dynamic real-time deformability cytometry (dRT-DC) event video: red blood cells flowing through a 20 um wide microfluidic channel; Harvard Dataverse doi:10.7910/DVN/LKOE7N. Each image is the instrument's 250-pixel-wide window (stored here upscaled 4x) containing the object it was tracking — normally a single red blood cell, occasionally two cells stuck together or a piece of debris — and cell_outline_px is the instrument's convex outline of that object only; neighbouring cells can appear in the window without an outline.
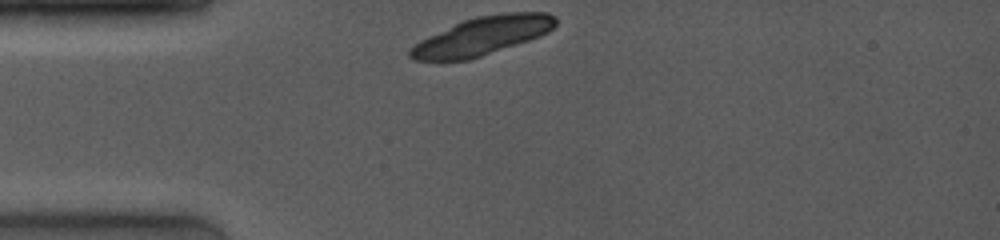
{"species": "common noctule bat (a hibernating species)", "species_latin": "Nyctalus noctula", "temperature_condition": "room temperature", "stored_images_in_passage": 2, "camera_frame_rate_fps": 4000, "um_per_image_px": 0.085, "animal": {"sex": "female", "body_mass_g": 19.0, "forearm_length_mm": 53.3}, "frame": {"image": 1, "passage_image": 1, "time_ms": 0.0, "image_size_px": [1000, 240], "cell_outline_px": [[556, 24], [548, 32], [540, 36], [468, 60], [412, 60], [408, 56], [408, 48], [420, 40], [428, 36], [464, 20], [476, 16], [508, 12], [548, 12], [556, 16]], "centroid_in_image_um": [40.98, 3.04], "position_along_channel_um": 44.0, "area_um2": 32.14}}